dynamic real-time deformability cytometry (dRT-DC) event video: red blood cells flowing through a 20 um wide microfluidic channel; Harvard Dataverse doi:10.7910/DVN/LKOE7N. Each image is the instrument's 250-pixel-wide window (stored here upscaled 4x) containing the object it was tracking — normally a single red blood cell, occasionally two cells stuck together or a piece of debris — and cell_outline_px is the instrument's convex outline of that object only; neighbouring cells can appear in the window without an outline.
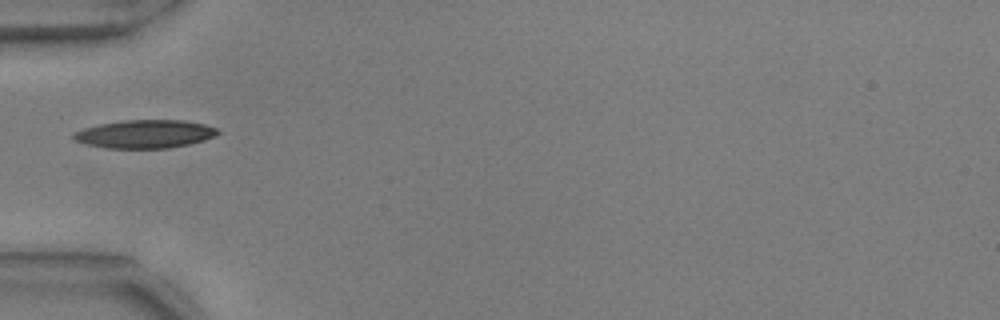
{"species": "common noctule bat (a hibernating species)", "species_latin": "Nyctalus noctula", "temperature_condition": "warm", "stored_images_in_passage": 22, "camera_frame_rate_fps": 3000, "um_per_image_px": 0.085, "animal": {"sex": "male", "body_mass_g": 17.9, "forearm_length_mm": 54.2}, "frame": {"image": 1, "passage_image": 1, "time_ms": 0.0, "image_size_px": [1000, 320], "cell_outline_px": [[220, 132], [216, 136], [204, 140], [188, 144], [168, 148], [108, 148], [88, 144], [76, 140], [72, 136], [72, 132], [84, 128], [100, 124], [124, 120], [184, 120], [204, 124], [216, 128]], "centroid_in_image_um": [12.34, 11.38], "position_along_channel_um": 72.7, "area_um2": 23.58}}
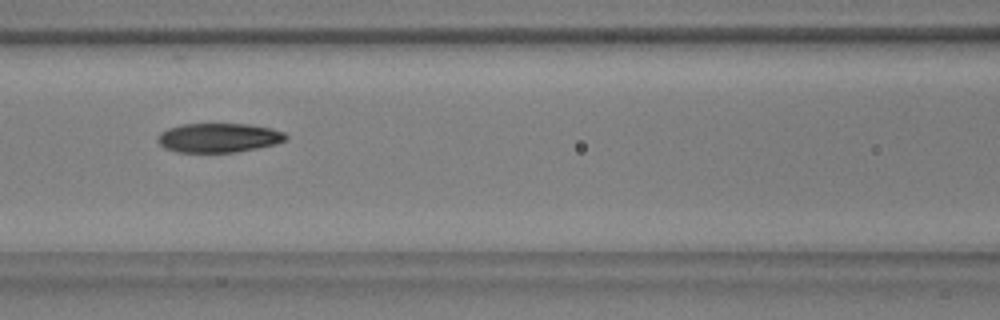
{"frame": {"image": 2, "passage_image": 7, "time_ms": 2.0, "image_size_px": [1000, 320], "cell_outline_px": [[288, 140], [256, 148], [236, 152], [176, 152], [164, 148], [156, 140], [156, 136], [160, 132], [168, 128], [180, 124], [248, 124], [272, 128], [284, 132], [288, 136]], "centroid_in_image_um": [18.55, 11.7], "position_along_channel_um": 148.0, "area_um2": 21.96}}
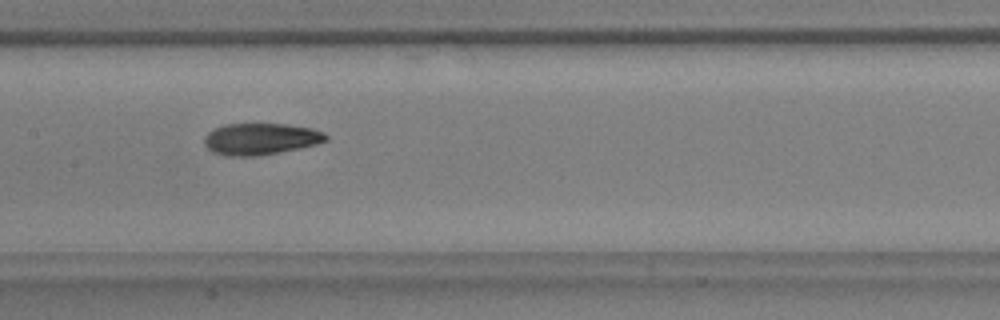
{"frame": {"image": 3, "passage_image": 10, "time_ms": 3.0, "image_size_px": [1000, 320], "cell_outline_px": [[328, 140], [316, 144], [300, 148], [256, 156], [224, 156], [212, 152], [204, 144], [204, 136], [208, 132], [224, 124], [288, 124], [312, 128], [324, 132], [328, 136]], "centroid_in_image_um": [22.15, 11.81], "position_along_channel_um": 185.3, "area_um2": 22.48}}